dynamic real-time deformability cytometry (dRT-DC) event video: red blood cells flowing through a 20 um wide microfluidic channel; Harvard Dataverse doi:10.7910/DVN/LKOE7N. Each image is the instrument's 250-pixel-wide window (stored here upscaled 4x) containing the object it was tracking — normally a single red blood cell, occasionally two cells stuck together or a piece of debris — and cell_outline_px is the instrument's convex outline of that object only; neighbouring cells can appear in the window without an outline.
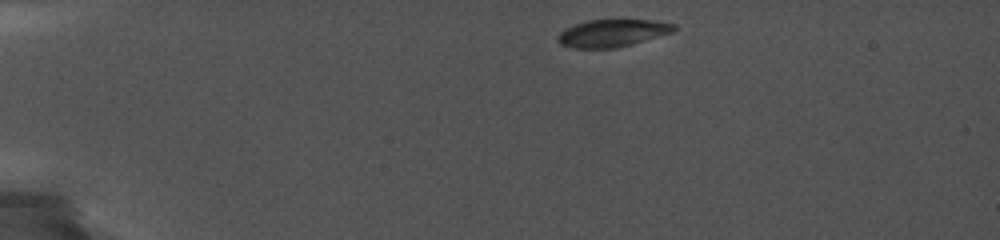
{"species": "common noctule bat (a hibernating species)", "species_latin": "Nyctalus noctula", "temperature_condition": "cold", "stored_images_in_passage": 33, "camera_frame_rate_fps": 5000, "um_per_image_px": 0.085, "animal": {"sex": "female", "body_mass_g": 19.0, "forearm_length_mm": 56.7}, "frame": {"image": 1, "passage_image": 1, "time_ms": 0.0, "image_size_px": [1000, 240], "cell_outline_px": [[676, 28], [672, 32], [632, 44], [616, 48], [572, 48], [560, 44], [556, 40], [556, 36], [564, 28], [588, 20], [652, 20], [676, 24]], "centroid_in_image_um": [52.0, 2.82], "position_along_channel_um": 33.0, "area_um2": 18.55}}
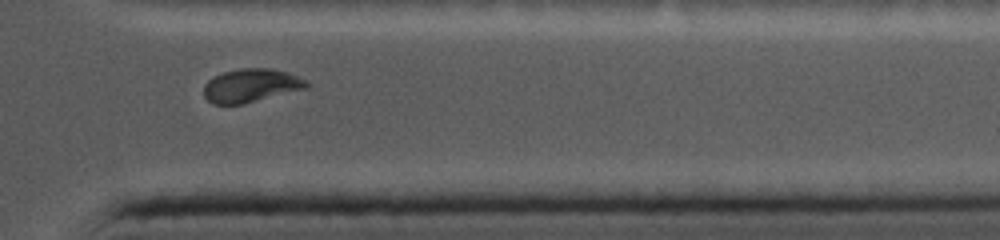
{"frame": {"image": 2, "passage_image": 28, "time_ms": 11.6, "image_size_px": [1000, 240], "cell_outline_px": [[308, 88], [244, 104], [212, 104], [204, 96], [204, 84], [208, 80], [224, 72], [240, 68], [272, 68], [288, 72], [308, 80]], "centroid_in_image_um": [21.36, 7.27], "position_along_channel_um": 390.0, "area_um2": 20.17}}
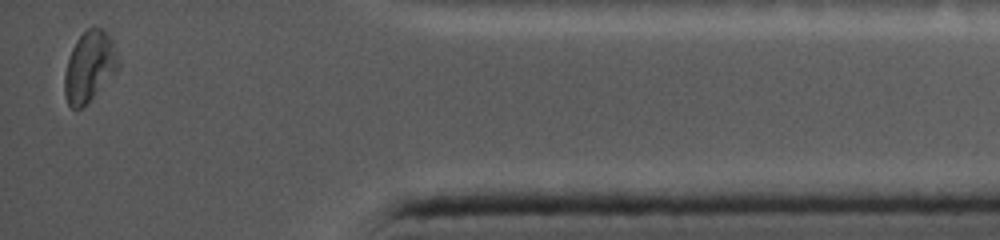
{"frame": {"image": 3, "passage_image": 33, "time_ms": 13.2, "image_size_px": [1000, 240], "cell_outline_px": [[120, 64], [92, 96], [80, 108], [72, 108], [68, 104], [64, 96], [64, 72], [68, 56], [76, 40], [88, 28], [100, 28], [108, 32], [112, 40], [120, 60]], "centroid_in_image_um": [7.56, 5.61], "position_along_channel_um": 427.6, "area_um2": 21.56}}